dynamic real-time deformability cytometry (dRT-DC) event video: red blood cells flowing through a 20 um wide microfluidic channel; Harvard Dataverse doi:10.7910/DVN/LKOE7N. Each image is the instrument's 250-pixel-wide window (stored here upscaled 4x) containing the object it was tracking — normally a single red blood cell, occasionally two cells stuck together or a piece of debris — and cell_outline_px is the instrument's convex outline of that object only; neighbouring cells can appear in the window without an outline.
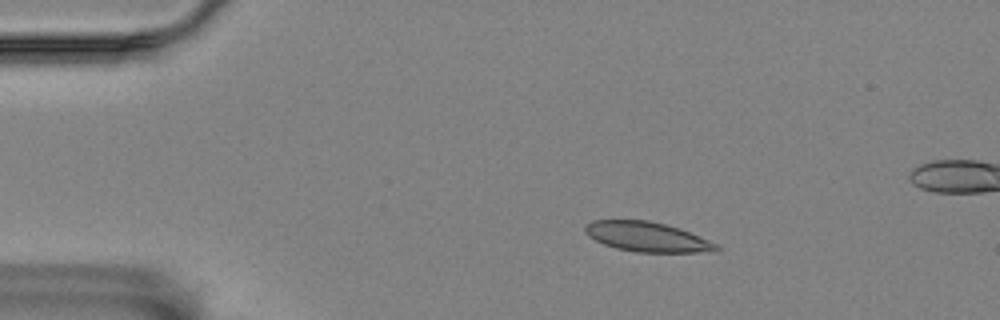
{"species": "Egyptian fruit bat (a non-hibernating species)", "species_latin": "Rousettus aegyptiacus", "temperature_condition": "room temperature", "stored_images_in_passage": 6, "camera_frame_rate_fps": 3000, "um_per_image_px": 0.085, "animal": {"sex": "female"}, "frame": {"image": 1, "passage_image": 1, "time_ms": 0.0, "image_size_px": [1000, 320], "cell_outline_px": [[720, 248], [716, 252], [636, 252], [616, 248], [604, 244], [588, 236], [584, 232], [584, 228], [592, 220], [648, 220], [680, 228], [708, 240], [716, 244]], "centroid_in_image_um": [55.0, 20.13], "position_along_channel_um": 30.0, "area_um2": 22.66}}
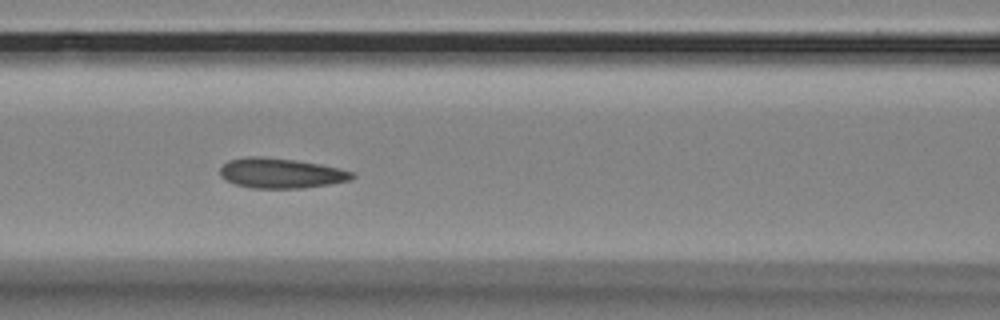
{"frame": {"image": 2, "passage_image": 5, "time_ms": 1.333, "image_size_px": [1000, 320], "cell_outline_px": [[356, 176], [352, 180], [304, 188], [252, 188], [236, 184], [220, 176], [220, 168], [228, 160], [248, 156], [264, 156], [296, 160], [320, 164], [356, 172]], "centroid_in_image_um": [23.91, 14.71], "position_along_channel_um": 142.7, "area_um2": 23.24}}
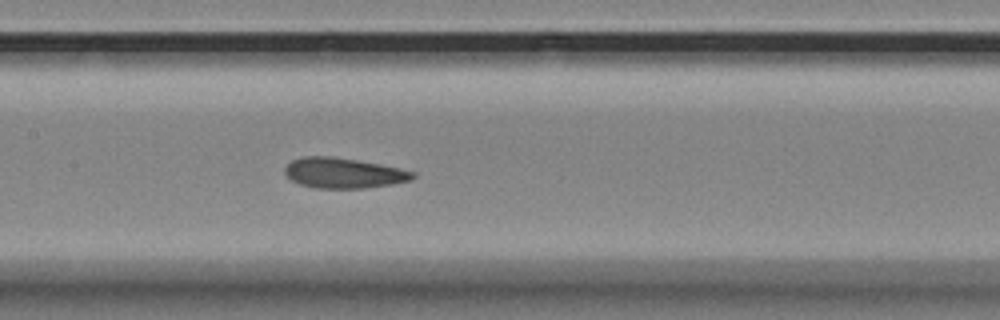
{"frame": {"image": 3, "passage_image": 6, "time_ms": 1.667, "image_size_px": [1000, 320], "cell_outline_px": [[416, 176], [412, 180], [392, 184], [364, 188], [312, 188], [300, 184], [292, 180], [284, 172], [284, 168], [292, 160], [304, 156], [332, 156], [380, 164], [400, 168], [416, 172]], "centroid_in_image_um": [29.22, 14.7], "position_along_channel_um": 178.2, "area_um2": 22.66}}